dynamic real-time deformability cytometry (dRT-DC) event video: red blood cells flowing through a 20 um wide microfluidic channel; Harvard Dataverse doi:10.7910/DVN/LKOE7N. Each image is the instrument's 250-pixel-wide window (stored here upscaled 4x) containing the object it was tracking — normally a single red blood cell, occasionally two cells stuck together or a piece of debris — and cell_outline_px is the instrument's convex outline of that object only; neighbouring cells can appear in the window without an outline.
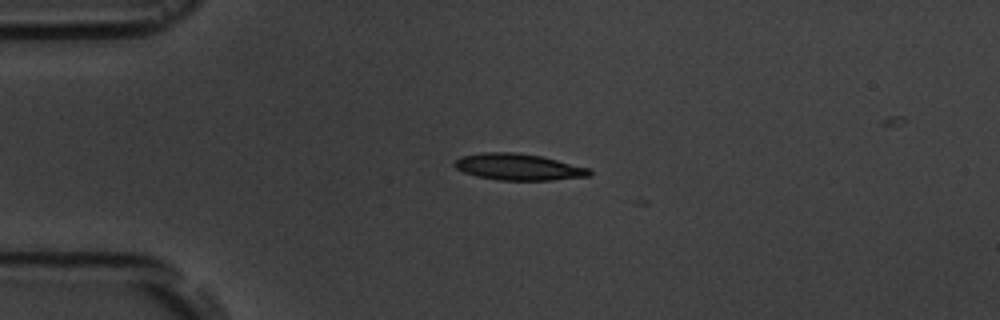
{"species": "common noctule bat (a hibernating species)", "species_latin": "Nyctalus noctula", "temperature_condition": "room temperature", "stored_images_in_passage": 3, "camera_frame_rate_fps": 3000, "um_per_image_px": 0.085, "animal": {"sex": "male", "body_mass_g": 19.5, "forearm_length_mm": 54.6}, "frame": {"image": 1, "passage_image": 1, "time_ms": 0.0, "image_size_px": [1000, 320], "cell_outline_px": [[592, 172], [588, 176], [552, 180], [500, 180], [476, 176], [464, 172], [456, 168], [452, 164], [460, 156], [484, 152], [516, 152], [540, 156], [592, 168]], "centroid_in_image_um": [44.07, 14.18], "position_along_channel_um": 40.9, "area_um2": 20.87}}